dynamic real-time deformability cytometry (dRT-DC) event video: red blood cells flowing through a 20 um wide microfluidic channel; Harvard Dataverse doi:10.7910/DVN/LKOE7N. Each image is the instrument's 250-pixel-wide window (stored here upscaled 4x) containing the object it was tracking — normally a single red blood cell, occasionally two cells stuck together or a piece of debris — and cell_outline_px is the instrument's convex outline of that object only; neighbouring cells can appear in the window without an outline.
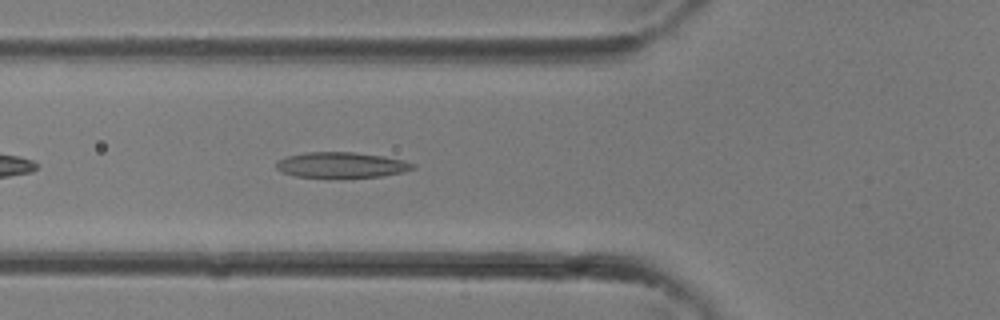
{"species": "common noctule bat (a hibernating species)", "species_latin": "Nyctalus noctula", "temperature_condition": "room temperature", "stored_images_in_passage": 23, "camera_frame_rate_fps": 3000, "um_per_image_px": 0.085, "animal": {"sex": "female"}, "frame": {"image": 1, "passage_image": 2, "time_ms": 0.333, "image_size_px": [1000, 320], "cell_outline_px": [[416, 168], [400, 172], [380, 176], [328, 180], [296, 176], [280, 172], [276, 168], [276, 160], [288, 156], [304, 152], [356, 152], [384, 156], [404, 160], [416, 164]], "centroid_in_image_um": [28.97, 14.05], "position_along_channel_um": 96.8, "area_um2": 21.21}}
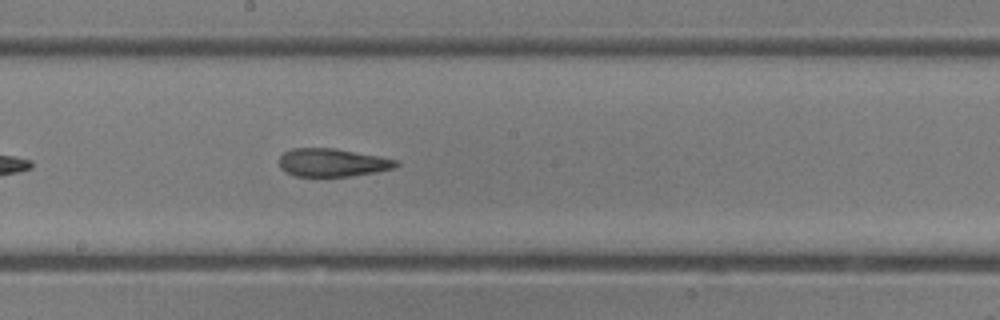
{"frame": {"image": 2, "passage_image": 8, "time_ms": 2.333, "image_size_px": [1000, 320], "cell_outline_px": [[400, 164], [396, 168], [376, 172], [352, 176], [296, 176], [280, 168], [280, 156], [284, 152], [292, 148], [336, 148], [400, 160]], "centroid_in_image_um": [28.31, 13.81], "position_along_channel_um": 219.9, "area_um2": 19.25}}
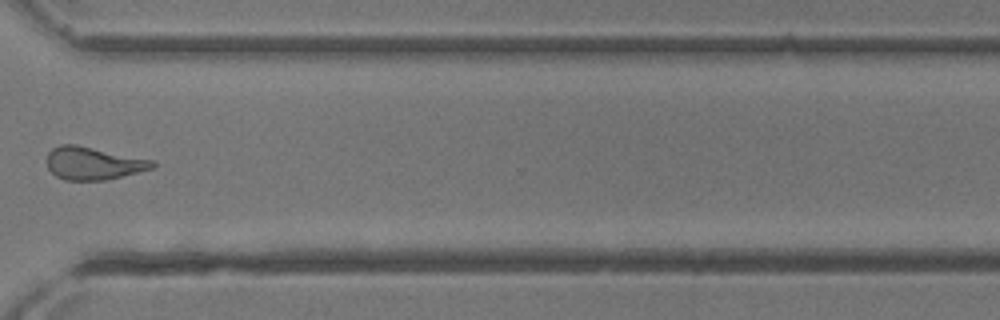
{"frame": {"image": 3, "passage_image": 15, "time_ms": 4.667, "image_size_px": [1000, 320], "cell_outline_px": [[156, 168], [108, 180], [64, 180], [56, 176], [48, 168], [48, 152], [52, 148], [60, 144], [76, 144], [152, 160], [156, 164]], "centroid_in_image_um": [7.95, 13.89], "position_along_channel_um": 362.7, "area_um2": 20.23}}